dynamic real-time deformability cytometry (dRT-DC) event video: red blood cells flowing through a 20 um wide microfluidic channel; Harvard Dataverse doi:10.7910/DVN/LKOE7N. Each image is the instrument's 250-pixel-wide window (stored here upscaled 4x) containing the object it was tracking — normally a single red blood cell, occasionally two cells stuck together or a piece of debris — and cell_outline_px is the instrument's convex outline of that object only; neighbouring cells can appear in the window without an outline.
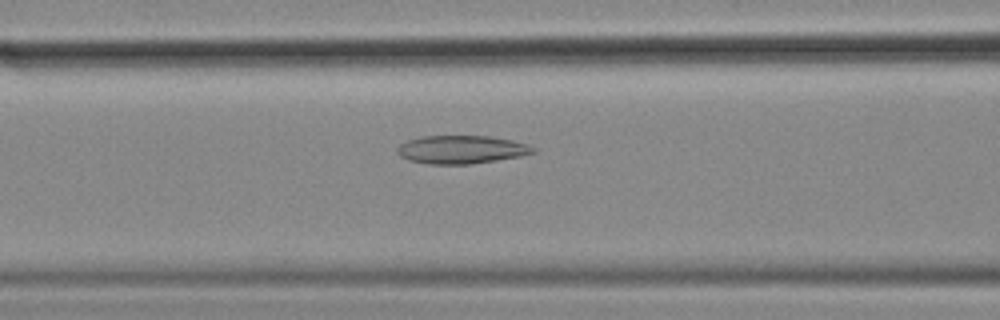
{"species": "common noctule bat (a hibernating species)", "species_latin": "Nyctalus noctula", "temperature_condition": "cold", "stored_images_in_passage": 57, "camera_frame_rate_fps": 3000, "um_per_image_px": 0.085, "animal": {"sex": "female", "body_mass_g": 18.4}, "frame": {"image": 1, "passage_image": 23, "time_ms": 7.333, "image_size_px": [1000, 320], "cell_outline_px": [[536, 152], [520, 156], [496, 160], [468, 164], [428, 164], [408, 160], [400, 156], [396, 152], [396, 148], [400, 144], [408, 140], [420, 136], [492, 136], [512, 140], [528, 144], [536, 148]], "centroid_in_image_um": [39.21, 12.71], "position_along_channel_um": 127.4, "area_um2": 22.43}}
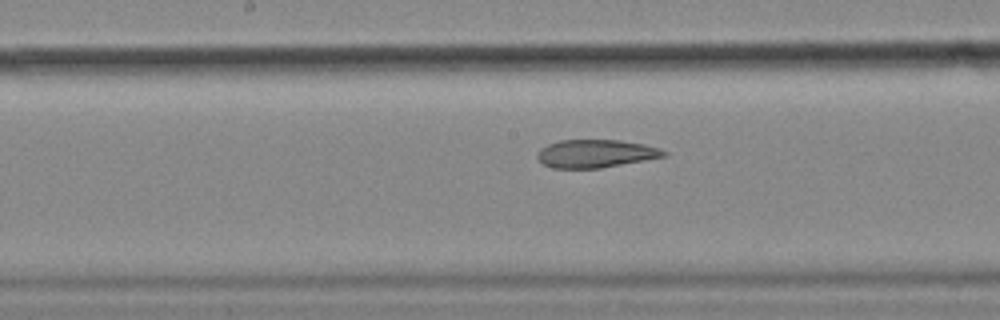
{"frame": {"image": 2, "passage_image": 29, "time_ms": 9.333, "image_size_px": [1000, 320], "cell_outline_px": [[668, 152], [664, 156], [600, 168], [552, 168], [544, 164], [536, 156], [540, 148], [548, 144], [560, 140], [620, 140], [644, 144], [660, 148]], "centroid_in_image_um": [50.61, 13.05], "position_along_channel_um": 197.6, "area_um2": 20.46}}
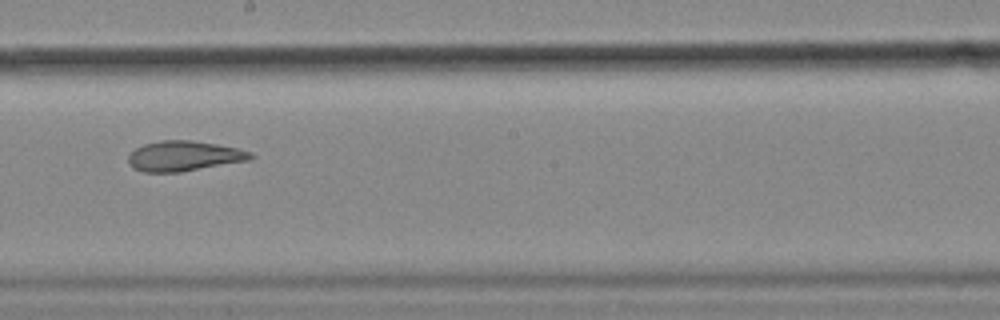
{"frame": {"image": 3, "passage_image": 32, "time_ms": 10.333, "image_size_px": [1000, 320], "cell_outline_px": [[256, 156], [252, 160], [180, 172], [144, 172], [132, 168], [128, 160], [128, 156], [136, 148], [144, 144], [160, 140], [192, 140], [216, 144], [236, 148], [252, 152]], "centroid_in_image_um": [15.67, 13.26], "position_along_channel_um": 232.5, "area_um2": 21.62}, "authors_computed_cell_mechanics": {"area_um2": 24.9118, "velocity_mm_per_s": 3.5213, "shape_relaxation_time_tau1_ms": null, "shape_relaxation_time_tau2_ms": 4.0967, "deformation_change_tau1": null, "deformation_change_tau2": 0.1184}}